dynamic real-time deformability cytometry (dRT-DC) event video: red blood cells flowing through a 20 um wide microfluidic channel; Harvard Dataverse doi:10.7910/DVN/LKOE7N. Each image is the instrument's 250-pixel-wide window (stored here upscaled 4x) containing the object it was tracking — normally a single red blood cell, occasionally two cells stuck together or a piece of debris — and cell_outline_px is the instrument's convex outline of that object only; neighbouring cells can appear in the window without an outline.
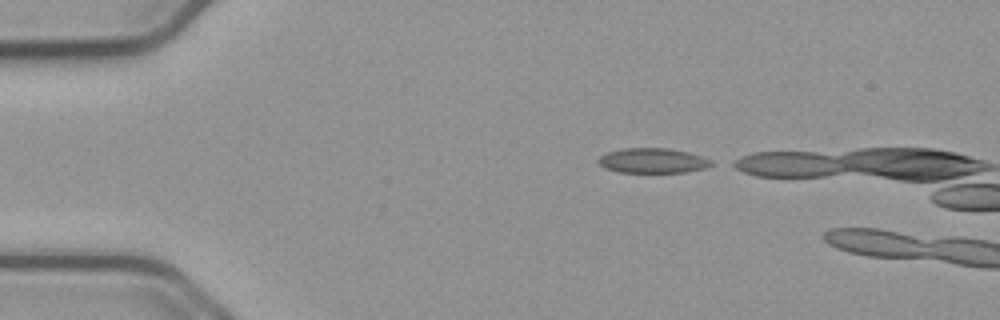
{"species": "common noctule bat (a hibernating species)", "species_latin": "Nyctalus noctula", "temperature_condition": "cold", "stored_images_in_passage": 6, "camera_frame_rate_fps": 3000, "um_per_image_px": 0.085, "animal": {"sex": "male", "body_mass_g": 23.1, "forearm_length_mm": 52.7}, "frame": {"image": 1, "passage_image": 1, "time_ms": 0.0, "image_size_px": [1000, 320], "cell_outline_px": [[712, 164], [704, 168], [688, 172], [620, 172], [604, 168], [596, 160], [600, 156], [608, 152], [624, 148], [668, 148], [688, 152], [712, 160]], "centroid_in_image_um": [55.46, 13.65], "position_along_channel_um": 29.5, "area_um2": 16.3}}